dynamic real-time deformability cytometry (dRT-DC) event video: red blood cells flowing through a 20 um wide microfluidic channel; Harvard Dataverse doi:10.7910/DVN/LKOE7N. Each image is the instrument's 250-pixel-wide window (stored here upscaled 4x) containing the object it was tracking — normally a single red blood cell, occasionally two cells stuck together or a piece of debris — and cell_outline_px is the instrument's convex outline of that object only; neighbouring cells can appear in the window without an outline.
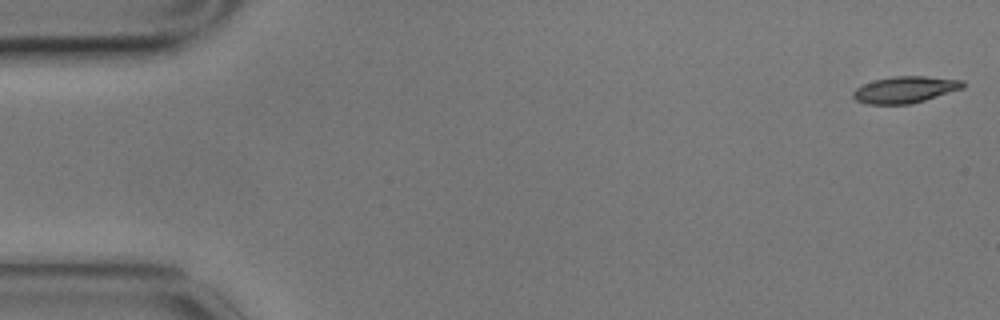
{"species": "common noctule bat (a hibernating species)", "species_latin": "Nyctalus noctula", "temperature_condition": "cold", "stored_images_in_passage": 57, "camera_frame_rate_fps": 3000, "um_per_image_px": 0.085, "animal": {"sex": "male", "body_mass_g": 17.9}, "frame": {"image": 1, "passage_image": 1, "time_ms": 0.0, "image_size_px": [1000, 320], "cell_outline_px": [[964, 88], [924, 100], [908, 104], [868, 104], [856, 100], [852, 96], [852, 92], [856, 88], [864, 84], [876, 80], [892, 76], [924, 76], [964, 80]], "centroid_in_image_um": [76.93, 7.61], "position_along_channel_um": 8.1, "area_um2": 16.88}}
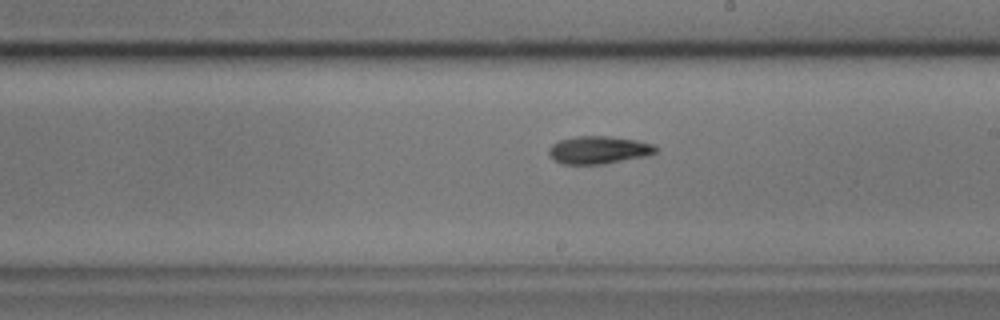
{"frame": {"image": 2, "passage_image": 32, "time_ms": 10.333, "image_size_px": [1000, 320], "cell_outline_px": [[660, 148], [656, 152], [648, 156], [604, 164], [560, 164], [552, 160], [548, 152], [548, 148], [552, 144], [560, 140], [576, 136], [608, 136], [636, 140], [652, 144]], "centroid_in_image_um": [50.88, 12.76], "position_along_channel_um": 238.1, "area_um2": 17.51}}
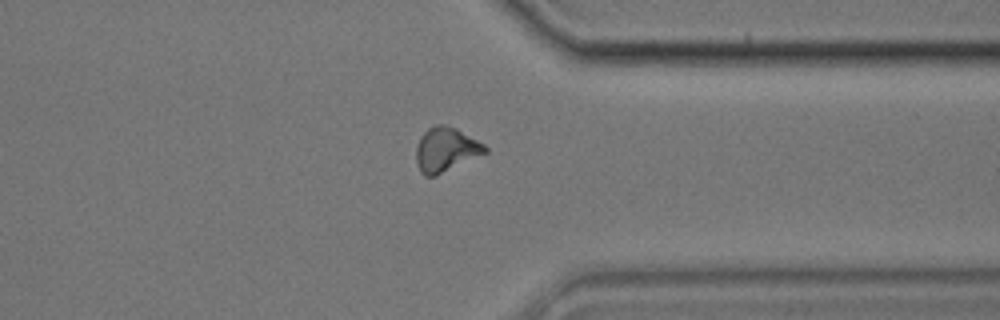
{"frame": {"image": 3, "passage_image": 44, "time_ms": 14.333, "image_size_px": [1000, 320], "cell_outline_px": [[488, 152], [436, 176], [424, 176], [420, 172], [416, 164], [416, 144], [424, 132], [428, 128], [436, 124], [444, 124], [456, 128], [484, 144], [488, 148]], "centroid_in_image_um": [37.88, 12.72], "position_along_channel_um": 373.5, "area_um2": 17.92}, "authors_computed_cell_mechanics": {"area_um2": 17.2244, "velocity_mm_per_s": 3.4745, "shape_relaxation_time_tau1_ms": 4.8902, "shape_relaxation_time_tau2_ms": 9.5273, "deformation_change_tau1": 0.1472, "deformation_change_tau2": 0.1454}}